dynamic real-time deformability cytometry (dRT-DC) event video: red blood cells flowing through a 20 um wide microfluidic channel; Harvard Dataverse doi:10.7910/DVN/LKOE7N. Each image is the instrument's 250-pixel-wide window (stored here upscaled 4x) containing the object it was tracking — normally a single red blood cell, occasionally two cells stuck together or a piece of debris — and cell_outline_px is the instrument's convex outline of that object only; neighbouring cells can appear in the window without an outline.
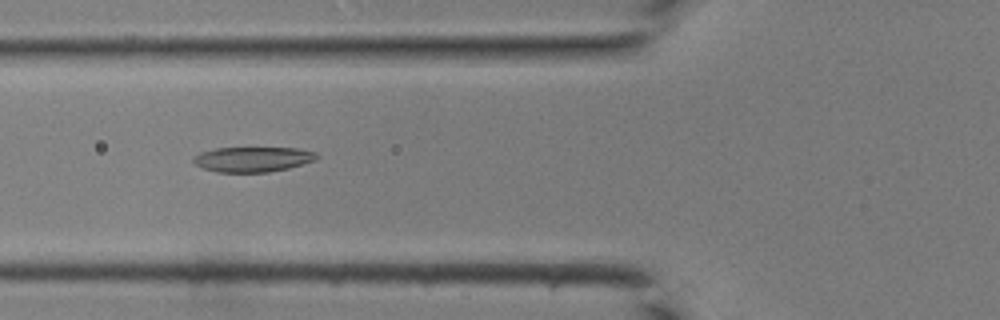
{"species": "common noctule bat (a hibernating species)", "species_latin": "Nyctalus noctula", "temperature_condition": "room temperature", "stored_images_in_passage": 29, "camera_frame_rate_fps": 3000, "um_per_image_px": 0.085, "animal": {"sex": "male", "body_mass_g": 19.0, "forearm_length_mm": 50.8}, "frame": {"image": 1, "passage_image": 3, "time_ms": 0.667, "image_size_px": [1000, 320], "cell_outline_px": [[320, 156], [316, 160], [288, 168], [268, 172], [216, 172], [200, 168], [192, 160], [192, 156], [200, 152], [216, 148], [296, 148], [316, 152]], "centroid_in_image_um": [21.46, 13.54], "position_along_channel_um": 104.3, "area_um2": 18.15}}
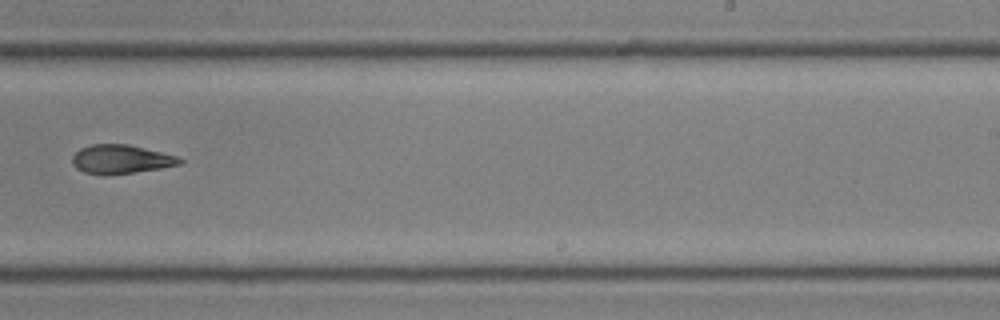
{"frame": {"image": 2, "passage_image": 14, "time_ms": 4.333, "image_size_px": [1000, 320], "cell_outline_px": [[184, 160], [180, 164], [160, 168], [108, 176], [104, 176], [84, 172], [76, 168], [72, 164], [72, 156], [80, 148], [92, 144], [128, 144], [176, 156]], "centroid_in_image_um": [10.23, 13.55], "position_along_channel_um": 278.8, "area_um2": 18.09}}
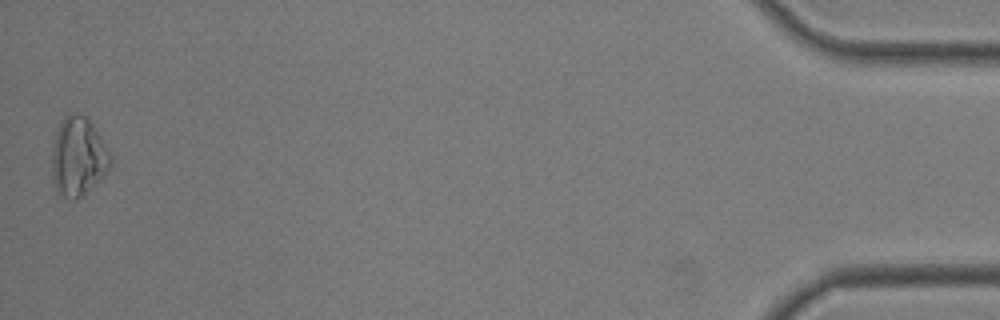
{"frame": {"image": 3, "passage_image": 29, "time_ms": 9.333, "image_size_px": [1000, 320], "cell_outline_px": [[112, 164], [84, 196], [76, 200], [72, 200], [60, 196], [56, 192], [52, 180], [52, 144], [60, 120], [68, 112], [80, 112], [92, 124], [112, 156]], "centroid_in_image_um": [6.6, 13.32], "position_along_channel_um": 428.6, "area_um2": 27.28}}